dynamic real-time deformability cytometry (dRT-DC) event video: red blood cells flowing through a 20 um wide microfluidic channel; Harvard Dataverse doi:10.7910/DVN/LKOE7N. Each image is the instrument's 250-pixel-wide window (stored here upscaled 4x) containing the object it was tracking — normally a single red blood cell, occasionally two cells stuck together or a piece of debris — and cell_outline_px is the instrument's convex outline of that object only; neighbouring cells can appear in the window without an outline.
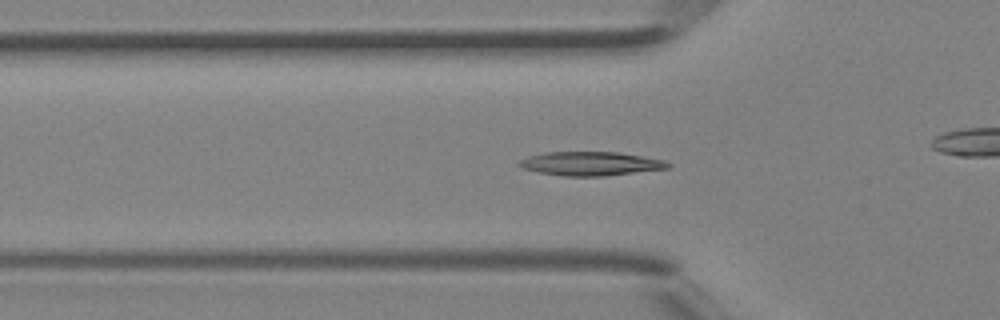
{"species": "Egyptian fruit bat (a non-hibernating species)", "species_latin": "Rousettus aegyptiacus", "temperature_condition": "room temperature", "stored_images_in_passage": 34, "camera_frame_rate_fps": 3000, "um_per_image_px": 0.085, "animal": {"sex": "female"}, "frame": {"image": 1, "passage_image": 6, "time_ms": 1.667, "image_size_px": [1000, 320], "cell_outline_px": [[672, 164], [668, 168], [604, 176], [564, 176], [540, 172], [524, 168], [516, 164], [520, 160], [528, 156], [544, 152], [616, 152], [664, 160]], "centroid_in_image_um": [50.18, 13.9], "position_along_channel_um": 75.6, "area_um2": 20.46}}
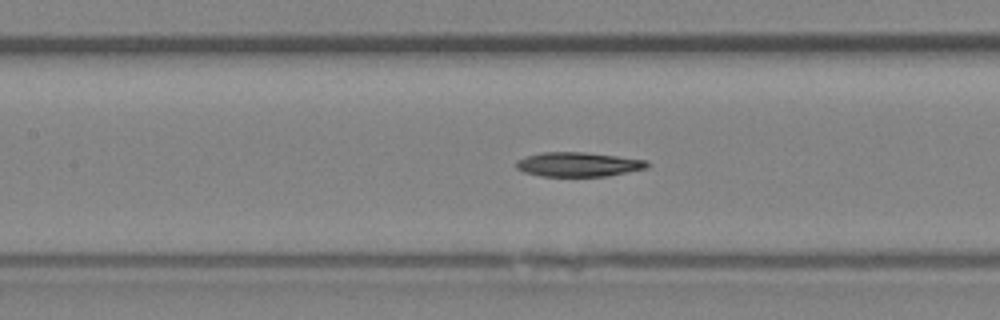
{"frame": {"image": 2, "passage_image": 11, "time_ms": 3.333, "image_size_px": [1000, 320], "cell_outline_px": [[648, 164], [644, 168], [608, 176], [540, 176], [524, 172], [516, 168], [516, 160], [540, 152], [584, 152], [616, 156], [644, 160]], "centroid_in_image_um": [49.07, 13.97], "position_along_channel_um": 158.3, "area_um2": 18.32}}
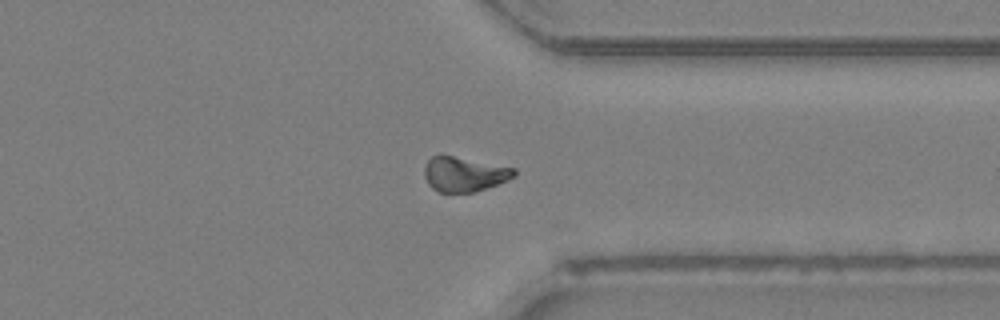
{"frame": {"image": 3, "passage_image": 24, "time_ms": 7.667, "image_size_px": [1000, 320], "cell_outline_px": [[516, 176], [508, 180], [472, 192], [440, 192], [432, 188], [428, 184], [424, 176], [424, 164], [432, 156], [440, 152], [516, 168]], "centroid_in_image_um": [39.42, 14.75], "position_along_channel_um": 372.0, "area_um2": 18.61}}